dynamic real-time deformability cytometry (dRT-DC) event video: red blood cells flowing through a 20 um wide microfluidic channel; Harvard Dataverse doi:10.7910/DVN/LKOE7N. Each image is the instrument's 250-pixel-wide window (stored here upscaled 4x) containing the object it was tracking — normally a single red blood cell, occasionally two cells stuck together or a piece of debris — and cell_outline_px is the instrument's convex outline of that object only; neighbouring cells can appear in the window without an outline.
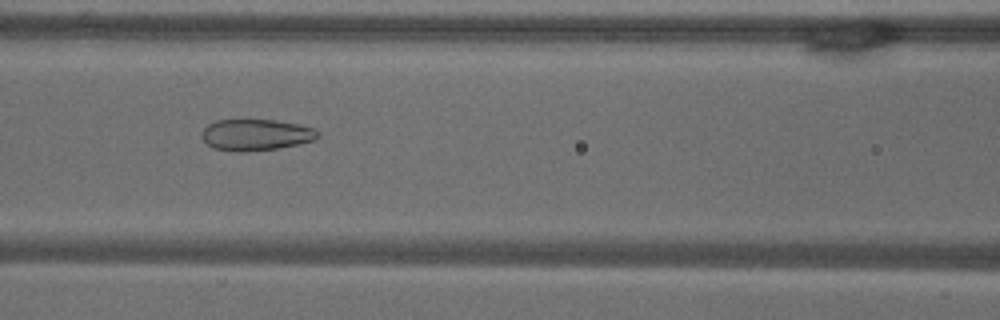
{"species": "common noctule bat (a hibernating species)", "species_latin": "Nyctalus noctula", "temperature_condition": "warm", "stored_images_in_passage": 47, "camera_frame_rate_fps": 3000, "um_per_image_px": 0.085, "animal": {"sex": "male", "body_mass_g": 18.8}, "frame": {"image": 1, "passage_image": 16, "time_ms": 5.0, "image_size_px": [1000, 320], "cell_outline_px": [[320, 136], [316, 140], [300, 144], [280, 148], [244, 152], [236, 152], [216, 148], [208, 144], [200, 136], [200, 132], [208, 124], [216, 120], [276, 120], [300, 124], [312, 128]], "centroid_in_image_um": [21.75, 11.46], "position_along_channel_um": 144.8, "area_um2": 21.33}}
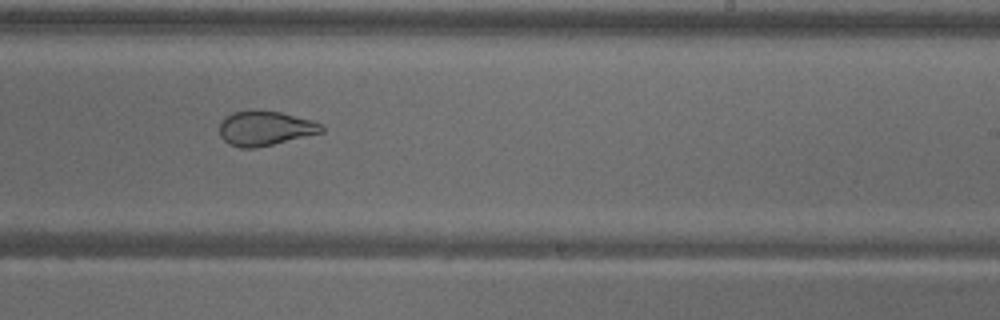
{"frame": {"image": 2, "passage_image": 26, "time_ms": 8.333, "image_size_px": [1000, 320], "cell_outline_px": [[324, 132], [256, 148], [240, 148], [228, 144], [220, 136], [220, 124], [224, 116], [232, 112], [256, 108], [280, 112], [312, 120], [320, 124], [324, 128]], "centroid_in_image_um": [22.5, 10.88], "position_along_channel_um": 266.5, "area_um2": 20.92}}
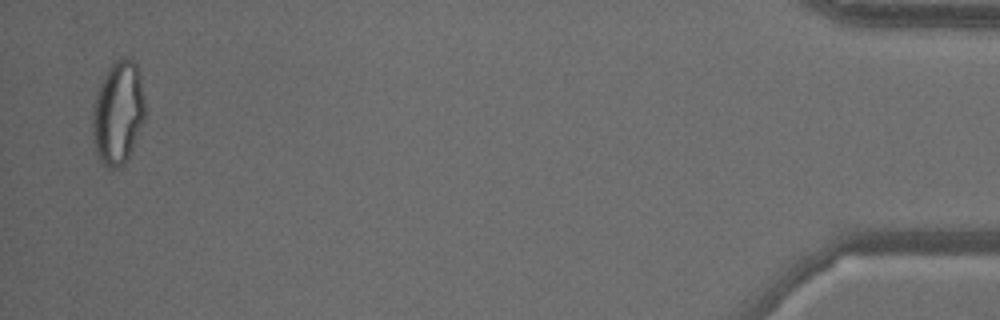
{"frame": {"image": 3, "passage_image": 46, "time_ms": 15.0, "image_size_px": [1000, 320], "cell_outline_px": [[144, 120], [132, 148], [124, 164], [120, 168], [108, 168], [96, 156], [92, 140], [92, 108], [96, 92], [108, 68], [120, 56], [124, 56], [132, 60], [136, 64], [140, 76], [144, 96]], "centroid_in_image_um": [10.0, 9.59], "position_along_channel_um": 425.2, "area_um2": 31.85}, "authors_computed_cell_mechanics": {"area_um2": 26.1834, "velocity_mm_per_s": 3.6582, "shape_relaxation_time_tau1_ms": null, "shape_relaxation_time_tau2_ms": 1.1765, "deformation_change_tau1": null, "deformation_change_tau2": 0.082}}